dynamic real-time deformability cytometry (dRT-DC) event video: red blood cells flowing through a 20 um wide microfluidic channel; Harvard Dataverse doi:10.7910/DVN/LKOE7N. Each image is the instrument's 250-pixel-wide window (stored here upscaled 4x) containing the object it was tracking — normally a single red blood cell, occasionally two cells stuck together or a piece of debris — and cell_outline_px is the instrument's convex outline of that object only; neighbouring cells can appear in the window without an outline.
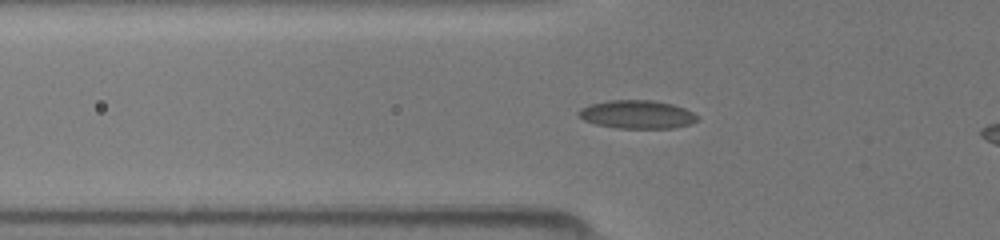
{"species": "common noctule bat (a hibernating species)", "species_latin": "Nyctalus noctula", "temperature_condition": "room temperature", "stored_images_in_passage": 41, "camera_frame_rate_fps": 3000, "um_per_image_px": 0.085, "animal": {"sex": "female", "body_mass_g": 19.5, "forearm_length_mm": 54.1}, "frame": {"image": 1, "passage_image": 14, "time_ms": 4.333, "image_size_px": [1000, 240], "cell_outline_px": [[700, 120], [692, 124], [672, 128], [616, 128], [596, 124], [584, 120], [576, 116], [576, 112], [580, 108], [588, 104], [608, 100], [652, 100], [672, 104], [684, 108], [700, 116]], "centroid_in_image_um": [54.14, 9.72], "position_along_channel_um": 71.7, "area_um2": 19.94}}
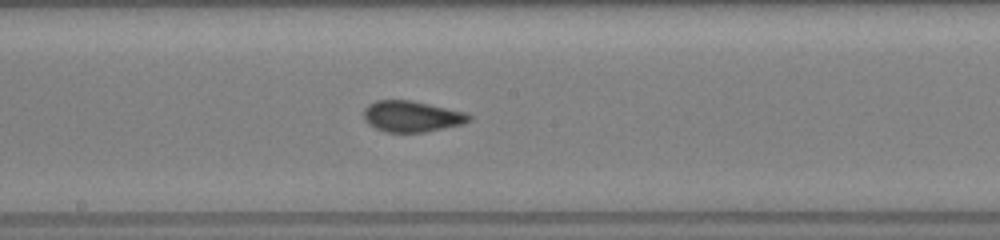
{"frame": {"image": 2, "passage_image": 24, "time_ms": 7.667, "image_size_px": [1000, 240], "cell_outline_px": [[472, 120], [464, 124], [424, 132], [384, 132], [368, 124], [364, 120], [364, 108], [368, 104], [376, 100], [412, 100], [464, 112], [472, 116]], "centroid_in_image_um": [34.99, 9.89], "position_along_channel_um": 213.2, "area_um2": 19.13}}
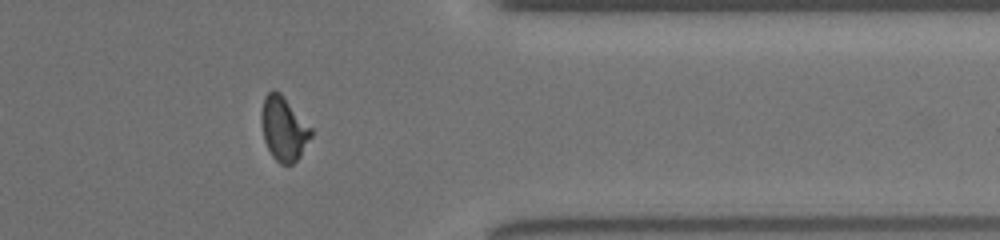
{"frame": {"image": 3, "passage_image": 37, "time_ms": 12.0, "image_size_px": [1000, 240], "cell_outline_px": [[312, 136], [300, 156], [292, 164], [280, 164], [272, 156], [264, 140], [260, 120], [260, 112], [264, 96], [272, 88], [280, 92], [312, 128]], "centroid_in_image_um": [24.09, 10.91], "position_along_channel_um": 387.3, "area_um2": 18.73}}